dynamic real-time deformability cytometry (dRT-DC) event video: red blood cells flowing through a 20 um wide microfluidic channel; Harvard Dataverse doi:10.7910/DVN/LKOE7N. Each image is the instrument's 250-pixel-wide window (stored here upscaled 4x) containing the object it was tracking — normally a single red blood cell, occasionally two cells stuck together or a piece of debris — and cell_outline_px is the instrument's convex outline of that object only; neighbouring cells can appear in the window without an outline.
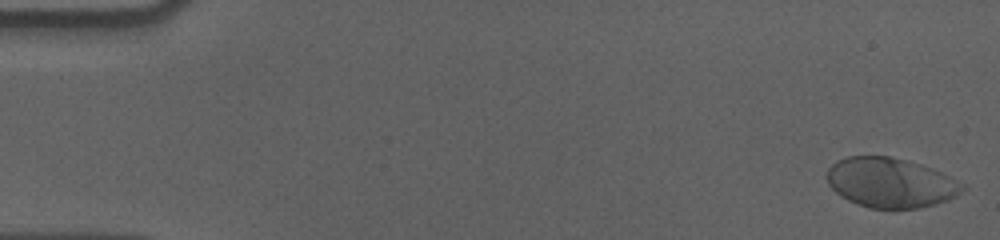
{"species": "human", "species_latin": "Homo sapiens", "temperature_condition": "cold", "stored_images_in_passage": 57, "camera_frame_rate_fps": 3000, "um_per_image_px": 0.085, "donor": {"sex": "male"}, "frame": {"image": 1, "passage_image": 1, "time_ms": 0.0, "image_size_px": [1000, 240], "cell_outline_px": [[968, 188], [956, 196], [948, 200], [936, 204], [916, 208], [892, 212], [868, 208], [848, 200], [840, 196], [828, 184], [828, 168], [836, 160], [848, 156], [888, 156], [908, 160], [932, 168], [964, 184]], "centroid_in_image_um": [75.71, 15.56], "position_along_channel_um": 9.3, "area_um2": 40.0}}
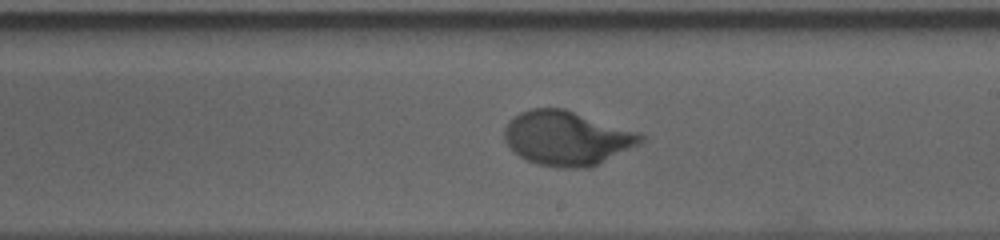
{"frame": {"image": 2, "passage_image": 33, "time_ms": 10.667, "image_size_px": [1000, 240], "cell_outline_px": [[648, 136], [644, 140], [588, 168], [560, 168], [536, 164], [512, 152], [504, 140], [504, 128], [508, 120], [512, 116], [520, 112], [532, 108], [564, 108], [640, 132]], "centroid_in_image_um": [48.13, 11.72], "position_along_channel_um": 240.9, "area_um2": 43.18}}
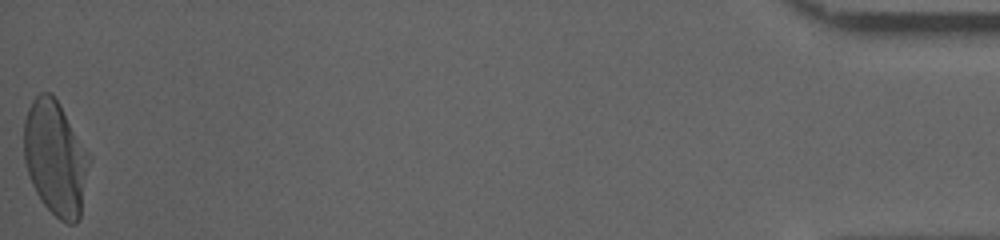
{"frame": {"image": 3, "passage_image": 57, "time_ms": 18.667, "image_size_px": [1000, 240], "cell_outline_px": [[92, 160], [80, 216], [76, 224], [68, 224], [60, 220], [40, 200], [32, 184], [24, 160], [24, 120], [28, 108], [32, 100], [40, 92], [52, 92], [60, 104], [92, 156]], "centroid_in_image_um": [4.75, 13.43], "position_along_channel_um": 430.5, "area_um2": 44.27}, "authors_computed_cell_mechanics": {"area_um2": 40.749, "velocity_mm_per_s": 3.559, "shape_relaxation_time_tau1_ms": 3.391, "shape_relaxation_time_tau2_ms": null, "deformation_change_tau1": 0.1901, "deformation_change_tau2": null}}